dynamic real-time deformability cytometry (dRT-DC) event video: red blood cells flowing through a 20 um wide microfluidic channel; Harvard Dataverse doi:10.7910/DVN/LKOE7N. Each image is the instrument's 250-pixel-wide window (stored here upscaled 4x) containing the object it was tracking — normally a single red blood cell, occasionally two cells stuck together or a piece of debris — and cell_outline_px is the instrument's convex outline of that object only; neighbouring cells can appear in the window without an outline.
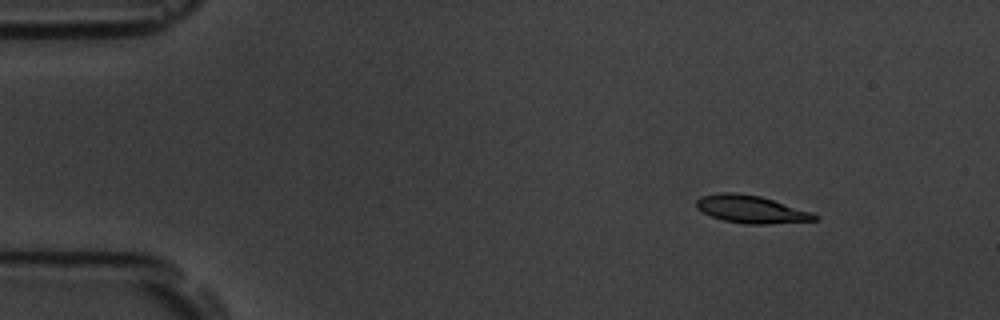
{"species": "common noctule bat (a hibernating species)", "species_latin": "Nyctalus noctula", "temperature_condition": "room temperature", "stored_images_in_passage": 4, "camera_frame_rate_fps": 3000, "um_per_image_px": 0.085, "animal": {"sex": "male", "body_mass_g": 19.5, "forearm_length_mm": 54.6}, "frame": {"image": 1, "passage_image": 2, "time_ms": 1.333, "image_size_px": [1000, 320], "cell_outline_px": [[820, 220], [768, 224], [744, 224], [724, 220], [712, 216], [696, 208], [696, 200], [700, 196], [720, 192], [736, 192], [760, 196], [812, 212], [820, 216]], "centroid_in_image_um": [63.86, 17.78], "position_along_channel_um": 21.1, "area_um2": 19.13}}
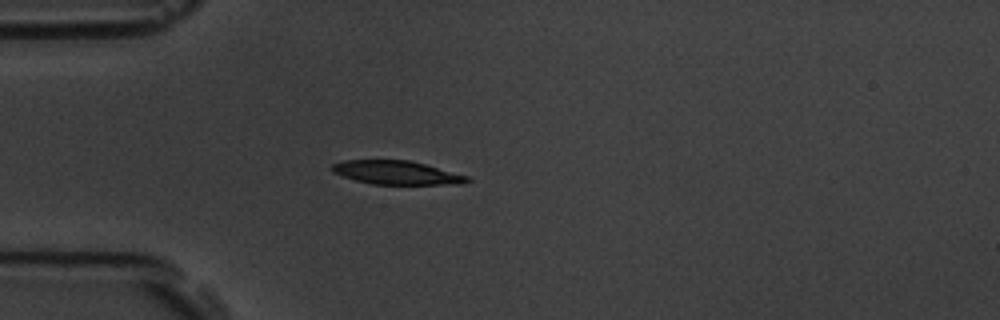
{"frame": {"image": 2, "passage_image": 4, "time_ms": 4.333, "image_size_px": [1000, 320], "cell_outline_px": [[472, 180], [464, 184], [372, 184], [356, 180], [332, 172], [332, 164], [344, 160], [408, 160], [424, 164], [468, 176]], "centroid_in_image_um": [33.72, 14.67], "position_along_channel_um": 51.3, "area_um2": 18.44}}